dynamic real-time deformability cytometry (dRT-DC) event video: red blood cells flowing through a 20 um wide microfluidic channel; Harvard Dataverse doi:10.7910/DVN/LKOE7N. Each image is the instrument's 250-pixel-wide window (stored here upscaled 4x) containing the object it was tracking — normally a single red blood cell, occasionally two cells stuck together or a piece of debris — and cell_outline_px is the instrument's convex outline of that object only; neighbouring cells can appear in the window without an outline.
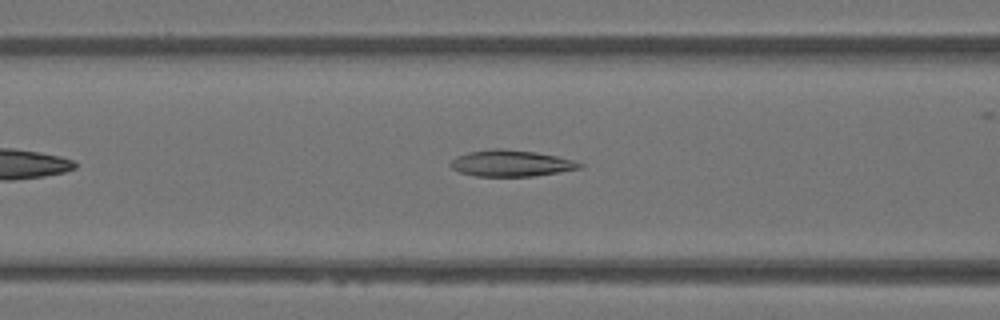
{"species": "Egyptian fruit bat (a non-hibernating species)", "species_latin": "Rousettus aegyptiacus", "temperature_condition": "warm", "stored_images_in_passage": 37, "camera_frame_rate_fps": 3000, "um_per_image_px": 0.085, "animal": {"sex": "female"}, "frame": {"image": 1, "passage_image": 10, "time_ms": 3.0, "image_size_px": [1000, 320], "cell_outline_px": [[584, 164], [580, 168], [560, 172], [532, 176], [476, 176], [460, 172], [452, 168], [448, 164], [456, 156], [468, 152], [492, 148], [500, 148], [536, 152], [556, 156], [572, 160]], "centroid_in_image_um": [43.41, 13.87], "position_along_channel_um": 123.2, "area_um2": 19.77}}
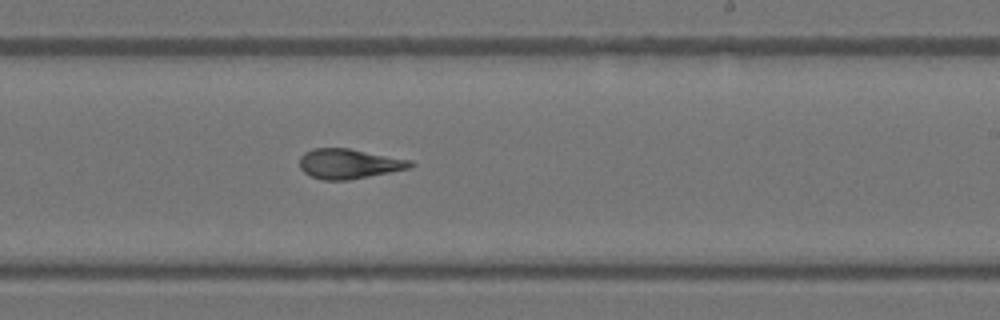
{"frame": {"image": 2, "passage_image": 20, "time_ms": 6.333, "image_size_px": [1000, 320], "cell_outline_px": [[416, 164], [408, 168], [348, 180], [324, 180], [312, 176], [304, 172], [300, 168], [300, 156], [304, 152], [312, 148], [348, 148], [412, 160]], "centroid_in_image_um": [29.64, 13.91], "position_along_channel_um": 259.4, "area_um2": 19.13}}
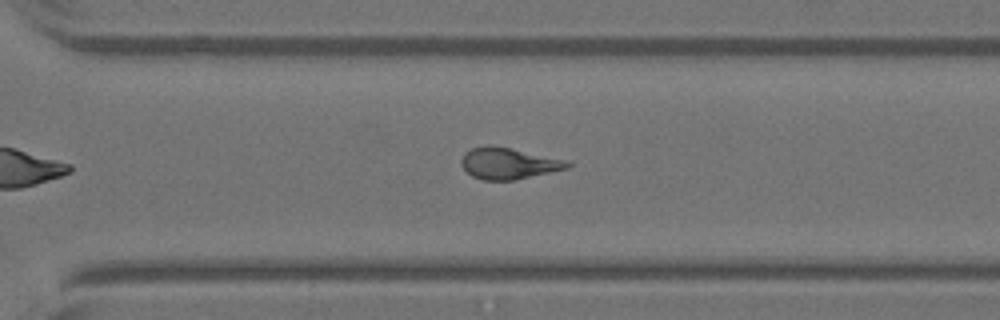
{"frame": {"image": 3, "passage_image": 25, "time_ms": 8.0, "image_size_px": [1000, 320], "cell_outline_px": [[572, 164], [568, 168], [512, 180], [484, 180], [472, 176], [460, 164], [460, 160], [464, 152], [472, 148], [484, 144], [488, 144], [512, 148], [568, 160]], "centroid_in_image_um": [43.19, 13.86], "position_along_channel_um": 327.4, "area_um2": 19.48}, "authors_computed_cell_mechanics": {"area_um2": 19.4786, "velocity_mm_per_s": 4.0956, "shape_relaxation_time_tau1_ms": 7.4968, "shape_relaxation_time_tau2_ms": 1.5363, "deformation_change_tau1": 0.2319, "deformation_change_tau2": 0.1127}}